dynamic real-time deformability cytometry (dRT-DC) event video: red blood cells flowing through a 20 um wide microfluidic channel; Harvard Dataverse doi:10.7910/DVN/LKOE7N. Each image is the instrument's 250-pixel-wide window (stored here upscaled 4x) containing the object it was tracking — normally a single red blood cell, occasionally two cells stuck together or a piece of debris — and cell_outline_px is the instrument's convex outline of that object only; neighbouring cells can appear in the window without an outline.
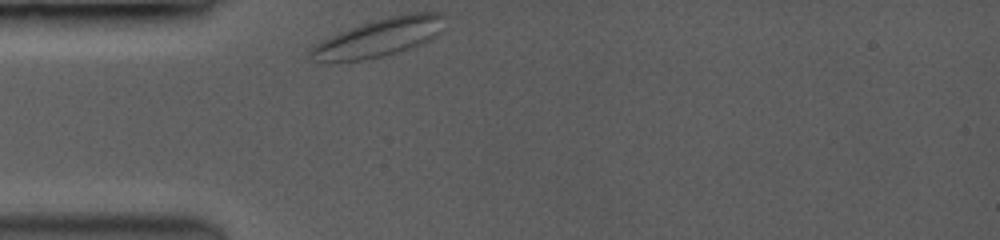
{"species": "common noctule bat (a hibernating species)", "species_latin": "Nyctalus noctula", "temperature_condition": "room temperature", "stored_images_in_passage": 4, "camera_frame_rate_fps": 3500, "um_per_image_px": 0.085, "animal": {"sex": "female", "body_mass_g": 19.0, "forearm_length_mm": 53.3}, "frame": {"image": 1, "passage_image": 1, "time_ms": 0.0, "image_size_px": [1000, 240], "cell_outline_px": [[448, 16], [440, 32], [432, 40], [424, 44], [396, 52], [380, 56], [360, 60], [332, 64], [328, 64], [312, 60], [308, 56], [308, 52], [320, 40], [348, 28], [388, 16], [412, 12], [440, 12]], "centroid_in_image_um": [32.21, 3.2], "position_along_channel_um": 52.8, "area_um2": 30.58}}